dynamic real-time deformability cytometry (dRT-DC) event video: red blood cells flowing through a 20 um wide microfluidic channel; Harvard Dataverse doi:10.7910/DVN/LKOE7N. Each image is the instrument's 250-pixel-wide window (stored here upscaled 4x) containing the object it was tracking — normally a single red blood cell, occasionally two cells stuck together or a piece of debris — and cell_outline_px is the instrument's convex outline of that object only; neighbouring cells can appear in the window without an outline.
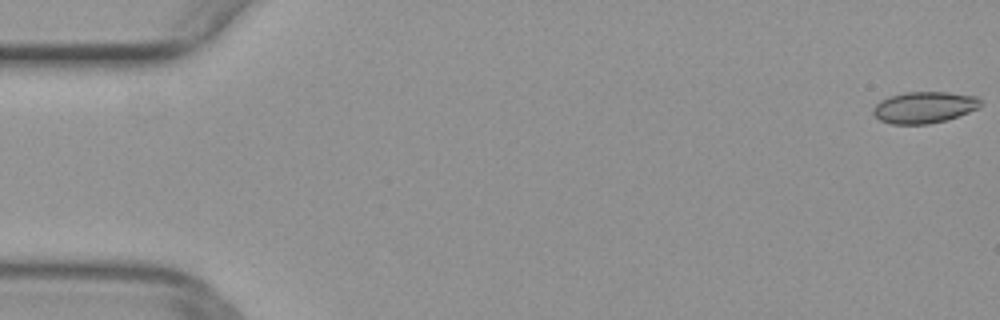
{"species": "common noctule bat (a hibernating species)", "species_latin": "Nyctalus noctula", "temperature_condition": "warm", "stored_images_in_passage": 14, "camera_frame_rate_fps": 3000, "um_per_image_px": 0.085, "animal": {"sex": "female", "body_mass_g": 29.2, "forearm_length_mm": 56.3}, "frame": {"image": 1, "passage_image": 1, "time_ms": 0.0, "image_size_px": [1000, 320], "cell_outline_px": [[980, 108], [944, 120], [928, 124], [892, 124], [880, 120], [872, 112], [872, 108], [880, 100], [904, 92], [948, 92], [976, 96], [980, 100]], "centroid_in_image_um": [78.54, 9.12], "position_along_channel_um": 6.5, "area_um2": 19.54}}